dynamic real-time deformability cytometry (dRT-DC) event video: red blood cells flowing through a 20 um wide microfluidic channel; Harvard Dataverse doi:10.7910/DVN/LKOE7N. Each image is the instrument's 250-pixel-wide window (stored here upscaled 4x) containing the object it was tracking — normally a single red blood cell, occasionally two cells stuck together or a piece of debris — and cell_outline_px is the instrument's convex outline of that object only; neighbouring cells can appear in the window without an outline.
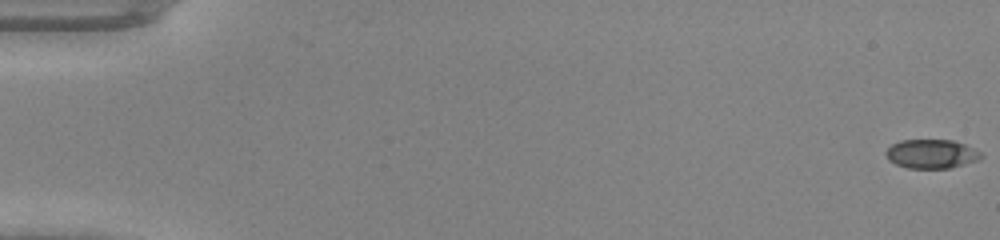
{"species": "common noctule bat (a hibernating species)", "species_latin": "Nyctalus noctula", "temperature_condition": "warm", "stored_images_in_passage": 40, "camera_frame_rate_fps": 3000, "um_per_image_px": 0.085, "animal": {"sex": "male", "body_mass_g": 20.0, "forearm_length_mm": 53.3}, "frame": {"image": 1, "passage_image": 1, "time_ms": 0.0, "image_size_px": [1000, 240], "cell_outline_px": [[984, 156], [980, 160], [948, 168], [908, 168], [896, 164], [888, 160], [884, 152], [892, 144], [900, 140], [952, 140], [964, 144], [980, 152]], "centroid_in_image_um": [79.16, 13.08], "position_along_channel_um": 5.8, "area_um2": 16.07}}
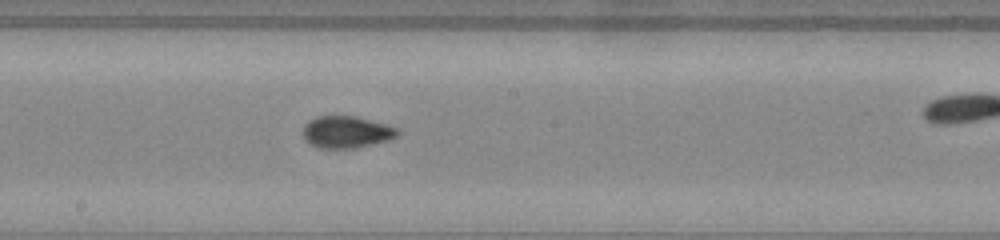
{"frame": {"image": 2, "passage_image": 28, "time_ms": 9.0, "image_size_px": [1000, 240], "cell_outline_px": [[400, 132], [396, 136], [388, 140], [356, 148], [316, 148], [308, 144], [304, 140], [304, 124], [308, 120], [316, 116], [356, 116], [400, 128]], "centroid_in_image_um": [29.43, 11.22], "position_along_channel_um": 218.8, "area_um2": 17.8}}
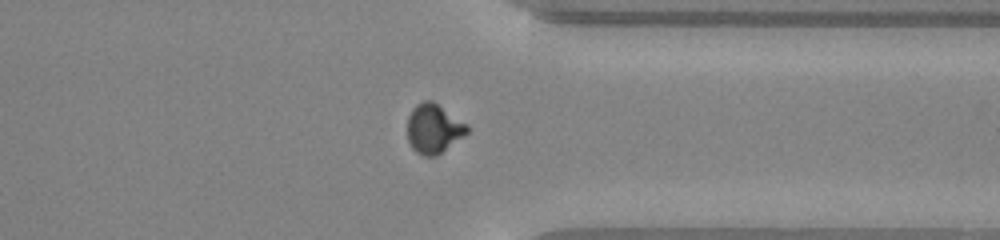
{"frame": {"image": 3, "passage_image": 39, "time_ms": 12.667, "image_size_px": [1000, 240], "cell_outline_px": [[468, 132], [464, 136], [436, 156], [424, 156], [416, 152], [412, 148], [408, 140], [408, 116], [412, 108], [416, 104], [424, 100], [432, 100], [468, 124]], "centroid_in_image_um": [36.86, 10.92], "position_along_channel_um": 374.5, "area_um2": 17.22}}